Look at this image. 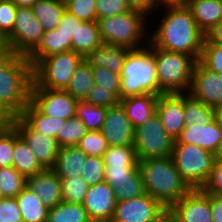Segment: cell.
I'll use <instances>...</instances> for the list:
<instances>
[{
  "label": "cell",
  "instance_id": "obj_1",
  "mask_svg": "<svg viewBox=\"0 0 222 222\" xmlns=\"http://www.w3.org/2000/svg\"><path fill=\"white\" fill-rule=\"evenodd\" d=\"M165 11L160 25L149 36V42L156 48L184 53L199 60L205 34L198 28L190 9L170 8Z\"/></svg>",
  "mask_w": 222,
  "mask_h": 222
},
{
  "label": "cell",
  "instance_id": "obj_2",
  "mask_svg": "<svg viewBox=\"0 0 222 222\" xmlns=\"http://www.w3.org/2000/svg\"><path fill=\"white\" fill-rule=\"evenodd\" d=\"M33 67L28 57L0 45V105L13 118L30 101Z\"/></svg>",
  "mask_w": 222,
  "mask_h": 222
},
{
  "label": "cell",
  "instance_id": "obj_3",
  "mask_svg": "<svg viewBox=\"0 0 222 222\" xmlns=\"http://www.w3.org/2000/svg\"><path fill=\"white\" fill-rule=\"evenodd\" d=\"M138 169L146 193L166 209L191 190L181 178L171 156L138 160Z\"/></svg>",
  "mask_w": 222,
  "mask_h": 222
},
{
  "label": "cell",
  "instance_id": "obj_4",
  "mask_svg": "<svg viewBox=\"0 0 222 222\" xmlns=\"http://www.w3.org/2000/svg\"><path fill=\"white\" fill-rule=\"evenodd\" d=\"M138 50H130L121 72L120 100L143 94L159 95L155 59L151 43Z\"/></svg>",
  "mask_w": 222,
  "mask_h": 222
},
{
  "label": "cell",
  "instance_id": "obj_5",
  "mask_svg": "<svg viewBox=\"0 0 222 222\" xmlns=\"http://www.w3.org/2000/svg\"><path fill=\"white\" fill-rule=\"evenodd\" d=\"M151 54L155 59L159 94L188 93L196 60L187 54L156 48L152 44Z\"/></svg>",
  "mask_w": 222,
  "mask_h": 222
},
{
  "label": "cell",
  "instance_id": "obj_6",
  "mask_svg": "<svg viewBox=\"0 0 222 222\" xmlns=\"http://www.w3.org/2000/svg\"><path fill=\"white\" fill-rule=\"evenodd\" d=\"M148 18L145 13L131 9L120 15L99 19L97 23L101 40L103 43L120 45L130 50L144 48L141 42L144 39L149 41V36H146Z\"/></svg>",
  "mask_w": 222,
  "mask_h": 222
},
{
  "label": "cell",
  "instance_id": "obj_7",
  "mask_svg": "<svg viewBox=\"0 0 222 222\" xmlns=\"http://www.w3.org/2000/svg\"><path fill=\"white\" fill-rule=\"evenodd\" d=\"M172 160L191 189H202L212 172L217 155L197 145L174 143Z\"/></svg>",
  "mask_w": 222,
  "mask_h": 222
},
{
  "label": "cell",
  "instance_id": "obj_8",
  "mask_svg": "<svg viewBox=\"0 0 222 222\" xmlns=\"http://www.w3.org/2000/svg\"><path fill=\"white\" fill-rule=\"evenodd\" d=\"M84 57L72 50L42 58L33 67L31 87L65 90Z\"/></svg>",
  "mask_w": 222,
  "mask_h": 222
},
{
  "label": "cell",
  "instance_id": "obj_9",
  "mask_svg": "<svg viewBox=\"0 0 222 222\" xmlns=\"http://www.w3.org/2000/svg\"><path fill=\"white\" fill-rule=\"evenodd\" d=\"M44 30L32 8L17 7L12 32L4 46L19 56L28 57L40 44Z\"/></svg>",
  "mask_w": 222,
  "mask_h": 222
},
{
  "label": "cell",
  "instance_id": "obj_10",
  "mask_svg": "<svg viewBox=\"0 0 222 222\" xmlns=\"http://www.w3.org/2000/svg\"><path fill=\"white\" fill-rule=\"evenodd\" d=\"M134 148L138 160L162 158L172 155L174 140L163 128L159 116L155 113L140 127L135 129Z\"/></svg>",
  "mask_w": 222,
  "mask_h": 222
},
{
  "label": "cell",
  "instance_id": "obj_11",
  "mask_svg": "<svg viewBox=\"0 0 222 222\" xmlns=\"http://www.w3.org/2000/svg\"><path fill=\"white\" fill-rule=\"evenodd\" d=\"M30 101L51 118L67 120L76 116L77 100L65 90L31 87Z\"/></svg>",
  "mask_w": 222,
  "mask_h": 222
},
{
  "label": "cell",
  "instance_id": "obj_12",
  "mask_svg": "<svg viewBox=\"0 0 222 222\" xmlns=\"http://www.w3.org/2000/svg\"><path fill=\"white\" fill-rule=\"evenodd\" d=\"M166 208L148 193L117 202L110 222H153Z\"/></svg>",
  "mask_w": 222,
  "mask_h": 222
},
{
  "label": "cell",
  "instance_id": "obj_13",
  "mask_svg": "<svg viewBox=\"0 0 222 222\" xmlns=\"http://www.w3.org/2000/svg\"><path fill=\"white\" fill-rule=\"evenodd\" d=\"M188 93L194 99L216 109L222 105V75L210 71L197 60Z\"/></svg>",
  "mask_w": 222,
  "mask_h": 222
},
{
  "label": "cell",
  "instance_id": "obj_14",
  "mask_svg": "<svg viewBox=\"0 0 222 222\" xmlns=\"http://www.w3.org/2000/svg\"><path fill=\"white\" fill-rule=\"evenodd\" d=\"M18 135L26 142L39 163L46 169L52 168L58 155L59 146L56 138L43 135L31 129L19 116L13 117L11 124Z\"/></svg>",
  "mask_w": 222,
  "mask_h": 222
},
{
  "label": "cell",
  "instance_id": "obj_15",
  "mask_svg": "<svg viewBox=\"0 0 222 222\" xmlns=\"http://www.w3.org/2000/svg\"><path fill=\"white\" fill-rule=\"evenodd\" d=\"M169 210L178 222H214L209 193L202 189H191Z\"/></svg>",
  "mask_w": 222,
  "mask_h": 222
},
{
  "label": "cell",
  "instance_id": "obj_16",
  "mask_svg": "<svg viewBox=\"0 0 222 222\" xmlns=\"http://www.w3.org/2000/svg\"><path fill=\"white\" fill-rule=\"evenodd\" d=\"M116 204L113 189L106 181L89 186L82 202L91 222H110Z\"/></svg>",
  "mask_w": 222,
  "mask_h": 222
},
{
  "label": "cell",
  "instance_id": "obj_17",
  "mask_svg": "<svg viewBox=\"0 0 222 222\" xmlns=\"http://www.w3.org/2000/svg\"><path fill=\"white\" fill-rule=\"evenodd\" d=\"M108 146H133L135 130L122 105L109 107L100 130Z\"/></svg>",
  "mask_w": 222,
  "mask_h": 222
},
{
  "label": "cell",
  "instance_id": "obj_18",
  "mask_svg": "<svg viewBox=\"0 0 222 222\" xmlns=\"http://www.w3.org/2000/svg\"><path fill=\"white\" fill-rule=\"evenodd\" d=\"M174 143L194 144L217 155L222 146V128L216 118L212 122L185 124Z\"/></svg>",
  "mask_w": 222,
  "mask_h": 222
},
{
  "label": "cell",
  "instance_id": "obj_19",
  "mask_svg": "<svg viewBox=\"0 0 222 222\" xmlns=\"http://www.w3.org/2000/svg\"><path fill=\"white\" fill-rule=\"evenodd\" d=\"M156 114L159 116L163 128L175 141L185 128L184 93L159 94Z\"/></svg>",
  "mask_w": 222,
  "mask_h": 222
},
{
  "label": "cell",
  "instance_id": "obj_20",
  "mask_svg": "<svg viewBox=\"0 0 222 222\" xmlns=\"http://www.w3.org/2000/svg\"><path fill=\"white\" fill-rule=\"evenodd\" d=\"M26 186L36 193L49 209L62 202L61 181L51 168H46L36 175L27 177Z\"/></svg>",
  "mask_w": 222,
  "mask_h": 222
},
{
  "label": "cell",
  "instance_id": "obj_21",
  "mask_svg": "<svg viewBox=\"0 0 222 222\" xmlns=\"http://www.w3.org/2000/svg\"><path fill=\"white\" fill-rule=\"evenodd\" d=\"M129 51V48L120 45L103 43L101 46L88 53L84 57V61L92 68L103 67L111 72L121 74L124 61Z\"/></svg>",
  "mask_w": 222,
  "mask_h": 222
},
{
  "label": "cell",
  "instance_id": "obj_22",
  "mask_svg": "<svg viewBox=\"0 0 222 222\" xmlns=\"http://www.w3.org/2000/svg\"><path fill=\"white\" fill-rule=\"evenodd\" d=\"M158 95L143 94L119 100L134 130L156 113Z\"/></svg>",
  "mask_w": 222,
  "mask_h": 222
},
{
  "label": "cell",
  "instance_id": "obj_23",
  "mask_svg": "<svg viewBox=\"0 0 222 222\" xmlns=\"http://www.w3.org/2000/svg\"><path fill=\"white\" fill-rule=\"evenodd\" d=\"M87 155L76 145L59 148L54 166L51 168L59 178L81 176Z\"/></svg>",
  "mask_w": 222,
  "mask_h": 222
},
{
  "label": "cell",
  "instance_id": "obj_24",
  "mask_svg": "<svg viewBox=\"0 0 222 222\" xmlns=\"http://www.w3.org/2000/svg\"><path fill=\"white\" fill-rule=\"evenodd\" d=\"M71 50V38L57 27L51 31H44L38 47L28 56V60L34 67L42 58Z\"/></svg>",
  "mask_w": 222,
  "mask_h": 222
},
{
  "label": "cell",
  "instance_id": "obj_25",
  "mask_svg": "<svg viewBox=\"0 0 222 222\" xmlns=\"http://www.w3.org/2000/svg\"><path fill=\"white\" fill-rule=\"evenodd\" d=\"M19 117L33 130L43 135L56 138L61 133V128L65 124V119L51 118L44 115L31 101Z\"/></svg>",
  "mask_w": 222,
  "mask_h": 222
},
{
  "label": "cell",
  "instance_id": "obj_26",
  "mask_svg": "<svg viewBox=\"0 0 222 222\" xmlns=\"http://www.w3.org/2000/svg\"><path fill=\"white\" fill-rule=\"evenodd\" d=\"M103 44L97 21L76 23L75 37H71V50L85 57Z\"/></svg>",
  "mask_w": 222,
  "mask_h": 222
},
{
  "label": "cell",
  "instance_id": "obj_27",
  "mask_svg": "<svg viewBox=\"0 0 222 222\" xmlns=\"http://www.w3.org/2000/svg\"><path fill=\"white\" fill-rule=\"evenodd\" d=\"M13 167L25 178L42 172L45 168L39 163L33 151L18 135L14 128Z\"/></svg>",
  "mask_w": 222,
  "mask_h": 222
},
{
  "label": "cell",
  "instance_id": "obj_28",
  "mask_svg": "<svg viewBox=\"0 0 222 222\" xmlns=\"http://www.w3.org/2000/svg\"><path fill=\"white\" fill-rule=\"evenodd\" d=\"M198 28L206 34L222 19V0H199L188 7Z\"/></svg>",
  "mask_w": 222,
  "mask_h": 222
},
{
  "label": "cell",
  "instance_id": "obj_29",
  "mask_svg": "<svg viewBox=\"0 0 222 222\" xmlns=\"http://www.w3.org/2000/svg\"><path fill=\"white\" fill-rule=\"evenodd\" d=\"M15 198L23 222H48L49 208L27 186Z\"/></svg>",
  "mask_w": 222,
  "mask_h": 222
},
{
  "label": "cell",
  "instance_id": "obj_30",
  "mask_svg": "<svg viewBox=\"0 0 222 222\" xmlns=\"http://www.w3.org/2000/svg\"><path fill=\"white\" fill-rule=\"evenodd\" d=\"M32 9L43 30L51 31L58 27L66 4L64 0H38Z\"/></svg>",
  "mask_w": 222,
  "mask_h": 222
},
{
  "label": "cell",
  "instance_id": "obj_31",
  "mask_svg": "<svg viewBox=\"0 0 222 222\" xmlns=\"http://www.w3.org/2000/svg\"><path fill=\"white\" fill-rule=\"evenodd\" d=\"M94 86L92 67L83 60L74 71L65 91L77 101H82Z\"/></svg>",
  "mask_w": 222,
  "mask_h": 222
},
{
  "label": "cell",
  "instance_id": "obj_32",
  "mask_svg": "<svg viewBox=\"0 0 222 222\" xmlns=\"http://www.w3.org/2000/svg\"><path fill=\"white\" fill-rule=\"evenodd\" d=\"M48 222H91L82 204L60 202L48 211Z\"/></svg>",
  "mask_w": 222,
  "mask_h": 222
},
{
  "label": "cell",
  "instance_id": "obj_33",
  "mask_svg": "<svg viewBox=\"0 0 222 222\" xmlns=\"http://www.w3.org/2000/svg\"><path fill=\"white\" fill-rule=\"evenodd\" d=\"M103 160L105 167L138 168L134 146H108Z\"/></svg>",
  "mask_w": 222,
  "mask_h": 222
},
{
  "label": "cell",
  "instance_id": "obj_34",
  "mask_svg": "<svg viewBox=\"0 0 222 222\" xmlns=\"http://www.w3.org/2000/svg\"><path fill=\"white\" fill-rule=\"evenodd\" d=\"M215 118V108L194 99L189 93H184L185 124L194 125L196 122H212Z\"/></svg>",
  "mask_w": 222,
  "mask_h": 222
},
{
  "label": "cell",
  "instance_id": "obj_35",
  "mask_svg": "<svg viewBox=\"0 0 222 222\" xmlns=\"http://www.w3.org/2000/svg\"><path fill=\"white\" fill-rule=\"evenodd\" d=\"M108 108L95 106L85 100L77 101L76 116L88 131H100Z\"/></svg>",
  "mask_w": 222,
  "mask_h": 222
},
{
  "label": "cell",
  "instance_id": "obj_36",
  "mask_svg": "<svg viewBox=\"0 0 222 222\" xmlns=\"http://www.w3.org/2000/svg\"><path fill=\"white\" fill-rule=\"evenodd\" d=\"M87 132L86 126L77 116L71 117L66 120L61 133L56 137L57 144L60 148L75 146Z\"/></svg>",
  "mask_w": 222,
  "mask_h": 222
},
{
  "label": "cell",
  "instance_id": "obj_37",
  "mask_svg": "<svg viewBox=\"0 0 222 222\" xmlns=\"http://www.w3.org/2000/svg\"><path fill=\"white\" fill-rule=\"evenodd\" d=\"M26 186V178L13 166L0 167V187L3 197H16Z\"/></svg>",
  "mask_w": 222,
  "mask_h": 222
},
{
  "label": "cell",
  "instance_id": "obj_38",
  "mask_svg": "<svg viewBox=\"0 0 222 222\" xmlns=\"http://www.w3.org/2000/svg\"><path fill=\"white\" fill-rule=\"evenodd\" d=\"M62 187V201L82 204L89 186L81 178H60Z\"/></svg>",
  "mask_w": 222,
  "mask_h": 222
},
{
  "label": "cell",
  "instance_id": "obj_39",
  "mask_svg": "<svg viewBox=\"0 0 222 222\" xmlns=\"http://www.w3.org/2000/svg\"><path fill=\"white\" fill-rule=\"evenodd\" d=\"M105 181L111 186L125 183H143L138 168L105 167Z\"/></svg>",
  "mask_w": 222,
  "mask_h": 222
},
{
  "label": "cell",
  "instance_id": "obj_40",
  "mask_svg": "<svg viewBox=\"0 0 222 222\" xmlns=\"http://www.w3.org/2000/svg\"><path fill=\"white\" fill-rule=\"evenodd\" d=\"M92 70L95 85L108 89L109 92L120 100L121 74L111 72L103 67H94Z\"/></svg>",
  "mask_w": 222,
  "mask_h": 222
},
{
  "label": "cell",
  "instance_id": "obj_41",
  "mask_svg": "<svg viewBox=\"0 0 222 222\" xmlns=\"http://www.w3.org/2000/svg\"><path fill=\"white\" fill-rule=\"evenodd\" d=\"M87 156H101L107 150V142L101 131H88L79 143L76 145Z\"/></svg>",
  "mask_w": 222,
  "mask_h": 222
},
{
  "label": "cell",
  "instance_id": "obj_42",
  "mask_svg": "<svg viewBox=\"0 0 222 222\" xmlns=\"http://www.w3.org/2000/svg\"><path fill=\"white\" fill-rule=\"evenodd\" d=\"M199 61L210 71L222 75V46L211 43L205 37Z\"/></svg>",
  "mask_w": 222,
  "mask_h": 222
},
{
  "label": "cell",
  "instance_id": "obj_43",
  "mask_svg": "<svg viewBox=\"0 0 222 222\" xmlns=\"http://www.w3.org/2000/svg\"><path fill=\"white\" fill-rule=\"evenodd\" d=\"M81 178L88 186L105 181V164L101 156H87L86 163L81 171Z\"/></svg>",
  "mask_w": 222,
  "mask_h": 222
},
{
  "label": "cell",
  "instance_id": "obj_44",
  "mask_svg": "<svg viewBox=\"0 0 222 222\" xmlns=\"http://www.w3.org/2000/svg\"><path fill=\"white\" fill-rule=\"evenodd\" d=\"M66 10L80 21H97L96 0H64Z\"/></svg>",
  "mask_w": 222,
  "mask_h": 222
},
{
  "label": "cell",
  "instance_id": "obj_45",
  "mask_svg": "<svg viewBox=\"0 0 222 222\" xmlns=\"http://www.w3.org/2000/svg\"><path fill=\"white\" fill-rule=\"evenodd\" d=\"M16 10L17 6L10 0H0V45H4L5 38L13 30Z\"/></svg>",
  "mask_w": 222,
  "mask_h": 222
},
{
  "label": "cell",
  "instance_id": "obj_46",
  "mask_svg": "<svg viewBox=\"0 0 222 222\" xmlns=\"http://www.w3.org/2000/svg\"><path fill=\"white\" fill-rule=\"evenodd\" d=\"M14 127L0 130V167L13 166Z\"/></svg>",
  "mask_w": 222,
  "mask_h": 222
},
{
  "label": "cell",
  "instance_id": "obj_47",
  "mask_svg": "<svg viewBox=\"0 0 222 222\" xmlns=\"http://www.w3.org/2000/svg\"><path fill=\"white\" fill-rule=\"evenodd\" d=\"M97 21L105 17L120 15L131 10L126 0H96Z\"/></svg>",
  "mask_w": 222,
  "mask_h": 222
},
{
  "label": "cell",
  "instance_id": "obj_48",
  "mask_svg": "<svg viewBox=\"0 0 222 222\" xmlns=\"http://www.w3.org/2000/svg\"><path fill=\"white\" fill-rule=\"evenodd\" d=\"M85 101L105 108L116 106L119 103V100L108 89H103L97 85L89 91Z\"/></svg>",
  "mask_w": 222,
  "mask_h": 222
},
{
  "label": "cell",
  "instance_id": "obj_49",
  "mask_svg": "<svg viewBox=\"0 0 222 222\" xmlns=\"http://www.w3.org/2000/svg\"><path fill=\"white\" fill-rule=\"evenodd\" d=\"M0 222H23L15 197L0 199Z\"/></svg>",
  "mask_w": 222,
  "mask_h": 222
},
{
  "label": "cell",
  "instance_id": "obj_50",
  "mask_svg": "<svg viewBox=\"0 0 222 222\" xmlns=\"http://www.w3.org/2000/svg\"><path fill=\"white\" fill-rule=\"evenodd\" d=\"M117 202L137 198L146 194L144 183L116 184L112 187Z\"/></svg>",
  "mask_w": 222,
  "mask_h": 222
},
{
  "label": "cell",
  "instance_id": "obj_51",
  "mask_svg": "<svg viewBox=\"0 0 222 222\" xmlns=\"http://www.w3.org/2000/svg\"><path fill=\"white\" fill-rule=\"evenodd\" d=\"M202 190L209 194L222 196V161L216 160L206 184Z\"/></svg>",
  "mask_w": 222,
  "mask_h": 222
},
{
  "label": "cell",
  "instance_id": "obj_52",
  "mask_svg": "<svg viewBox=\"0 0 222 222\" xmlns=\"http://www.w3.org/2000/svg\"><path fill=\"white\" fill-rule=\"evenodd\" d=\"M82 22L83 21H80L73 14L65 9L58 24V28L67 36V38H71L75 37L76 23Z\"/></svg>",
  "mask_w": 222,
  "mask_h": 222
},
{
  "label": "cell",
  "instance_id": "obj_53",
  "mask_svg": "<svg viewBox=\"0 0 222 222\" xmlns=\"http://www.w3.org/2000/svg\"><path fill=\"white\" fill-rule=\"evenodd\" d=\"M128 6L133 10L145 13L147 16L156 12V0H126Z\"/></svg>",
  "mask_w": 222,
  "mask_h": 222
},
{
  "label": "cell",
  "instance_id": "obj_54",
  "mask_svg": "<svg viewBox=\"0 0 222 222\" xmlns=\"http://www.w3.org/2000/svg\"><path fill=\"white\" fill-rule=\"evenodd\" d=\"M205 37L211 43L222 46V19L205 34Z\"/></svg>",
  "mask_w": 222,
  "mask_h": 222
},
{
  "label": "cell",
  "instance_id": "obj_55",
  "mask_svg": "<svg viewBox=\"0 0 222 222\" xmlns=\"http://www.w3.org/2000/svg\"><path fill=\"white\" fill-rule=\"evenodd\" d=\"M160 5L164 6V10L170 8H187L189 7V0H156V10H158Z\"/></svg>",
  "mask_w": 222,
  "mask_h": 222
},
{
  "label": "cell",
  "instance_id": "obj_56",
  "mask_svg": "<svg viewBox=\"0 0 222 222\" xmlns=\"http://www.w3.org/2000/svg\"><path fill=\"white\" fill-rule=\"evenodd\" d=\"M212 218H222V196L209 194Z\"/></svg>",
  "mask_w": 222,
  "mask_h": 222
},
{
  "label": "cell",
  "instance_id": "obj_57",
  "mask_svg": "<svg viewBox=\"0 0 222 222\" xmlns=\"http://www.w3.org/2000/svg\"><path fill=\"white\" fill-rule=\"evenodd\" d=\"M12 117L0 105V130L9 127L12 124Z\"/></svg>",
  "mask_w": 222,
  "mask_h": 222
},
{
  "label": "cell",
  "instance_id": "obj_58",
  "mask_svg": "<svg viewBox=\"0 0 222 222\" xmlns=\"http://www.w3.org/2000/svg\"><path fill=\"white\" fill-rule=\"evenodd\" d=\"M153 222H178L176 217L169 209H166L155 221Z\"/></svg>",
  "mask_w": 222,
  "mask_h": 222
},
{
  "label": "cell",
  "instance_id": "obj_59",
  "mask_svg": "<svg viewBox=\"0 0 222 222\" xmlns=\"http://www.w3.org/2000/svg\"><path fill=\"white\" fill-rule=\"evenodd\" d=\"M17 7L32 8L38 0H10Z\"/></svg>",
  "mask_w": 222,
  "mask_h": 222
},
{
  "label": "cell",
  "instance_id": "obj_60",
  "mask_svg": "<svg viewBox=\"0 0 222 222\" xmlns=\"http://www.w3.org/2000/svg\"><path fill=\"white\" fill-rule=\"evenodd\" d=\"M215 117L222 128V105L215 109Z\"/></svg>",
  "mask_w": 222,
  "mask_h": 222
},
{
  "label": "cell",
  "instance_id": "obj_61",
  "mask_svg": "<svg viewBox=\"0 0 222 222\" xmlns=\"http://www.w3.org/2000/svg\"><path fill=\"white\" fill-rule=\"evenodd\" d=\"M217 159L222 161V146H221L219 153L217 154Z\"/></svg>",
  "mask_w": 222,
  "mask_h": 222
},
{
  "label": "cell",
  "instance_id": "obj_62",
  "mask_svg": "<svg viewBox=\"0 0 222 222\" xmlns=\"http://www.w3.org/2000/svg\"><path fill=\"white\" fill-rule=\"evenodd\" d=\"M214 222H222V218H212Z\"/></svg>",
  "mask_w": 222,
  "mask_h": 222
},
{
  "label": "cell",
  "instance_id": "obj_63",
  "mask_svg": "<svg viewBox=\"0 0 222 222\" xmlns=\"http://www.w3.org/2000/svg\"><path fill=\"white\" fill-rule=\"evenodd\" d=\"M3 198V193H2V190H1V187H0V199Z\"/></svg>",
  "mask_w": 222,
  "mask_h": 222
},
{
  "label": "cell",
  "instance_id": "obj_64",
  "mask_svg": "<svg viewBox=\"0 0 222 222\" xmlns=\"http://www.w3.org/2000/svg\"><path fill=\"white\" fill-rule=\"evenodd\" d=\"M194 1H199V0H189V3H190V2H194Z\"/></svg>",
  "mask_w": 222,
  "mask_h": 222
}]
</instances>
